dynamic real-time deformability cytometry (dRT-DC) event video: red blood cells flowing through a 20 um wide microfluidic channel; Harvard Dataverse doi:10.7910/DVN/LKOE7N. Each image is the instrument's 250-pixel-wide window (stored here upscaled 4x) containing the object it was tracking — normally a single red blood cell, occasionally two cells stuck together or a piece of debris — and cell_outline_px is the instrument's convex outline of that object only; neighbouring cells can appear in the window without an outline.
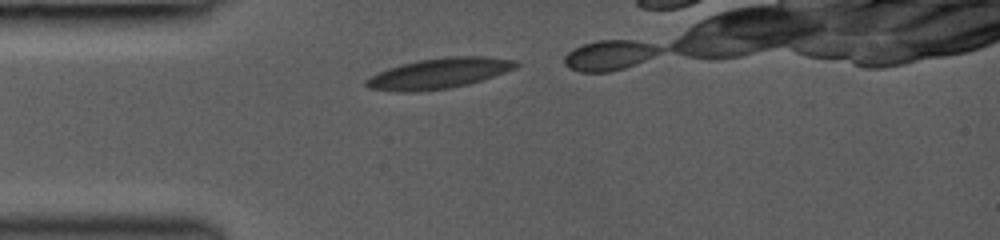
{"species": "common noctule bat (a hibernating species)", "species_latin": "Nyctalus noctula", "temperature_condition": "room temperature", "stored_images_in_passage": 9, "camera_frame_rate_fps": 3000, "um_per_image_px": 0.085, "animal": {"sex": "female", "body_mass_g": 19.0, "forearm_length_mm": 53.3}, "frame": {"image": 1, "passage_image": 2, "time_ms": 0.333, "image_size_px": [1000, 240], "cell_outline_px": [[520, 64], [516, 68], [468, 84], [448, 88], [416, 92], [396, 92], [368, 88], [364, 84], [364, 80], [388, 68], [400, 64], [420, 60], [444, 56], [488, 56], [516, 60]], "centroid_in_image_um": [37.3, 6.23], "position_along_channel_um": 47.7, "area_um2": 26.59}}
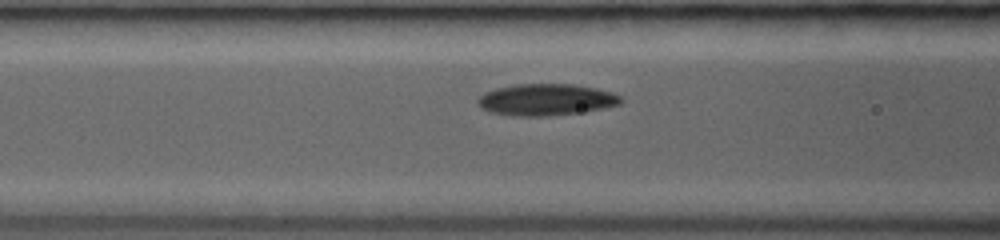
{"frame": {"image": 2, "passage_image": 8, "time_ms": 2.333, "image_size_px": [1000, 240], "cell_outline_px": [[624, 100], [620, 104], [604, 108], [548, 116], [508, 116], [488, 112], [476, 104], [476, 100], [484, 92], [496, 88], [516, 84], [572, 84], [596, 88], [612, 92], [620, 96]], "centroid_in_image_um": [46.37, 8.47], "position_along_channel_um": 120.2, "area_um2": 26.53}}